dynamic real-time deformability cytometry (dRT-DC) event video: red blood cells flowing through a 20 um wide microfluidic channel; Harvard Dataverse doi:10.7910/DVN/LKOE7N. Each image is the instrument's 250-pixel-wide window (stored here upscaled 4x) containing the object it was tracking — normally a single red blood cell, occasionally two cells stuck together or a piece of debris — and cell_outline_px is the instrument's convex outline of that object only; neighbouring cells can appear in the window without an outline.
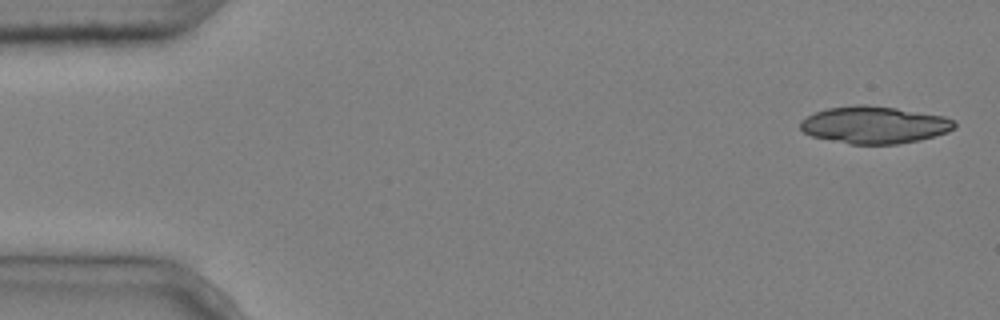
{"species": "common noctule bat (a hibernating species)", "species_latin": "Nyctalus noctula", "temperature_condition": "cold", "stored_images_in_passage": 4, "camera_frame_rate_fps": 3000, "um_per_image_px": 0.085, "animal": {"sex": "male", "body_mass_g": 20.4}, "frame": {"image": 1, "passage_image": 1, "time_ms": 0.0, "image_size_px": [1000, 320], "cell_outline_px": [[956, 128], [948, 132], [920, 140], [896, 144], [848, 144], [812, 136], [804, 132], [800, 128], [800, 120], [816, 112], [828, 108], [856, 104], [868, 104], [896, 108], [944, 116], [956, 120]], "centroid_in_image_um": [74.34, 10.61], "position_along_channel_um": 10.7, "area_um2": 33.58}}